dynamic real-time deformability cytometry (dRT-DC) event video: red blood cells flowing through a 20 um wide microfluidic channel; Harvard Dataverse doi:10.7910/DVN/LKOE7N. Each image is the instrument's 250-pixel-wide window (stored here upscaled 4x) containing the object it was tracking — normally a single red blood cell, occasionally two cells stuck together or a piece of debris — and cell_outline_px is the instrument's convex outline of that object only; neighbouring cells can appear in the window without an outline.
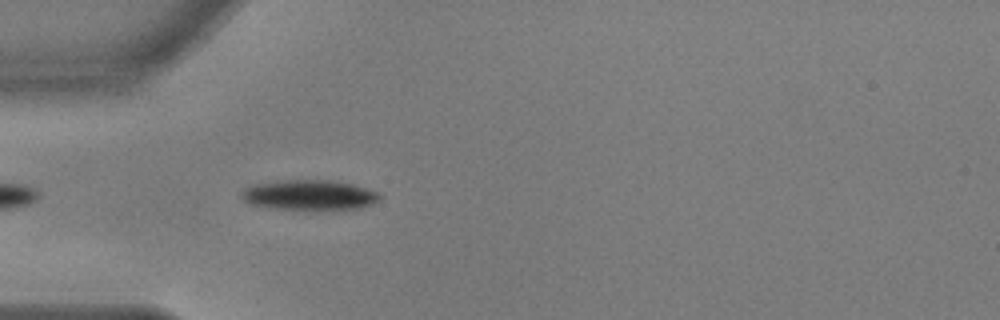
{"species": "common noctule bat (a hibernating species)", "species_latin": "Nyctalus noctula", "temperature_condition": "warm", "stored_images_in_passage": 24, "camera_frame_rate_fps": 3000, "um_per_image_px": 0.085, "animal": {"sex": "male", "body_mass_g": 17.9, "forearm_length_mm": 54.2}, "frame": {"image": 1, "passage_image": 4, "time_ms": 1.0, "image_size_px": [1000, 320], "cell_outline_px": [[380, 200], [372, 204], [360, 208], [316, 212], [268, 208], [252, 204], [244, 200], [240, 196], [240, 192], [244, 188], [256, 184], [276, 180], [332, 180], [352, 184], [376, 192], [380, 196]], "centroid_in_image_um": [26.27, 16.62], "position_along_channel_um": 58.7, "area_um2": 25.09}}
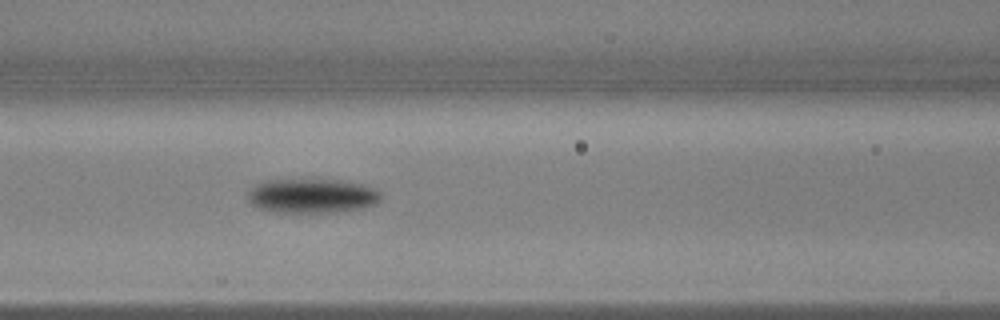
{"frame": {"image": 2, "passage_image": 11, "time_ms": 3.333, "image_size_px": [1000, 320], "cell_outline_px": [[384, 196], [376, 204], [364, 208], [340, 212], [272, 212], [260, 208], [252, 204], [248, 200], [248, 192], [256, 184], [276, 180], [336, 180], [360, 184], [376, 188]], "centroid_in_image_um": [26.58, 16.67], "position_along_channel_um": 140.0, "area_um2": 26.59}}
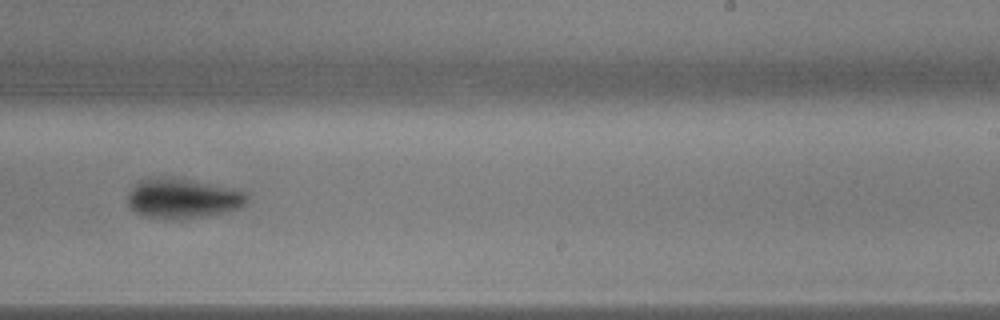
{"frame": {"image": 3, "passage_image": 22, "time_ms": 7.0, "image_size_px": [1000, 320], "cell_outline_px": [[248, 200], [240, 208], [208, 216], [172, 220], [164, 220], [144, 216], [136, 212], [128, 204], [128, 192], [136, 184], [144, 180], [184, 180], [208, 184], [244, 192], [248, 196]], "centroid_in_image_um": [15.53, 16.95], "position_along_channel_um": 273.5, "area_um2": 26.65}}